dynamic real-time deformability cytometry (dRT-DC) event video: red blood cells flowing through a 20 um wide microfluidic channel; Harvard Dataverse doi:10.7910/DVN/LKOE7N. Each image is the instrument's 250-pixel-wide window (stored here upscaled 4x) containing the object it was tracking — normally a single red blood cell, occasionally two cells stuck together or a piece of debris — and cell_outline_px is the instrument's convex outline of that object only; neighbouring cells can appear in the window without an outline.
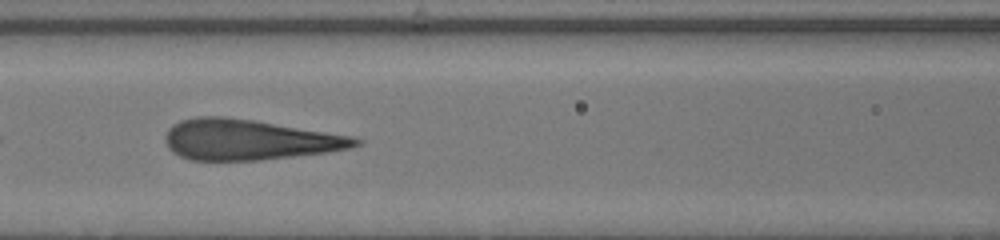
{"species": "human", "species_latin": "Homo sapiens", "temperature_condition": "warm", "stored_images_in_passage": 43, "camera_frame_rate_fps": 3000, "um_per_image_px": 0.085, "donor": {"sex": "male"}, "frame": {"image": 1, "passage_image": 18, "time_ms": 5.667, "image_size_px": [1000, 240], "cell_outline_px": [[364, 140], [360, 144], [348, 148], [328, 152], [260, 160], [192, 160], [180, 156], [172, 152], [168, 148], [168, 128], [172, 124], [180, 120], [196, 116], [224, 116], [252, 120], [352, 136]], "centroid_in_image_um": [21.15, 11.87], "position_along_channel_um": 145.4, "area_um2": 44.51}}
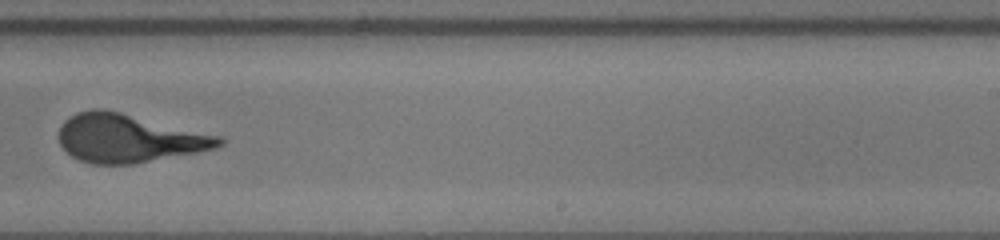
{"frame": {"image": 2, "passage_image": 27, "time_ms": 8.667, "image_size_px": [1000, 240], "cell_outline_px": [[224, 144], [216, 148], [196, 152], [132, 164], [92, 164], [76, 160], [60, 144], [60, 128], [64, 120], [68, 116], [76, 112], [92, 108], [104, 108], [220, 136], [224, 140]], "centroid_in_image_um": [10.9, 11.74], "position_along_channel_um": 278.1, "area_um2": 44.97}}
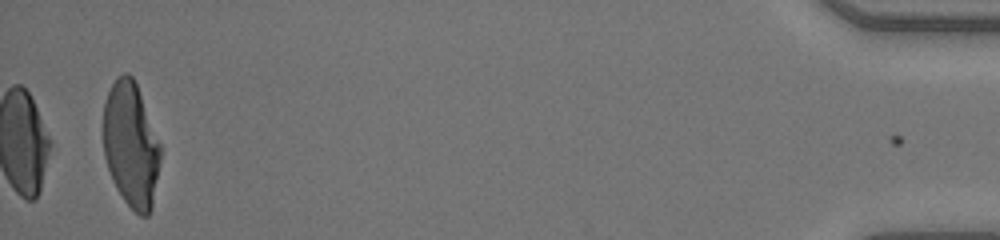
{"frame": {"image": 3, "passage_image": 43, "time_ms": 14.0, "image_size_px": [1000, 240], "cell_outline_px": [[160, 164], [152, 208], [148, 216], [140, 216], [124, 200], [116, 188], [112, 180], [104, 156], [104, 100], [112, 84], [124, 72], [128, 72], [132, 76], [136, 84], [160, 144]], "centroid_in_image_um": [11.13, 12.34], "position_along_channel_um": 424.1, "area_um2": 41.27}}